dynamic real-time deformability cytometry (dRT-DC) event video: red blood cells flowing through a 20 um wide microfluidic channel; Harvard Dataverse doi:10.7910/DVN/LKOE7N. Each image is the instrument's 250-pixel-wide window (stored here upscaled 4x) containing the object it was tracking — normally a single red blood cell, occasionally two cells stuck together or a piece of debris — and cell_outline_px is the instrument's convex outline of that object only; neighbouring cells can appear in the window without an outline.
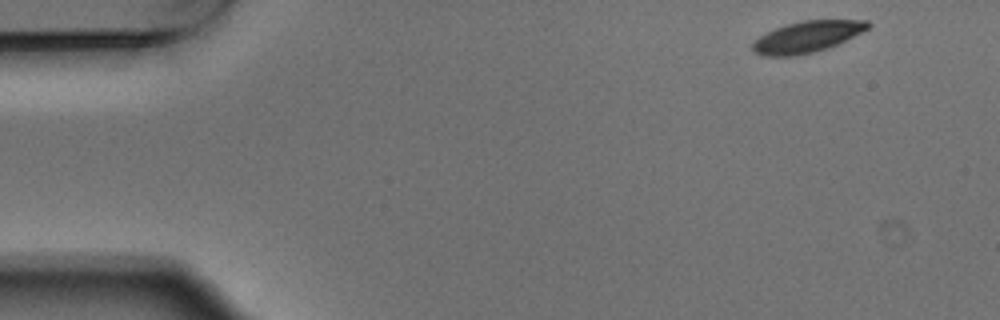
{"species": "Egyptian fruit bat (a non-hibernating species)", "species_latin": "Rousettus aegyptiacus", "temperature_condition": "warm", "stored_images_in_passage": 4, "camera_frame_rate_fps": 3000, "um_per_image_px": 0.085, "animal": {"sex": "male"}, "frame": {"image": 1, "passage_image": 1, "time_ms": 0.0, "image_size_px": [1000, 320], "cell_outline_px": [[872, 24], [868, 28], [828, 48], [796, 56], [764, 56], [756, 52], [752, 48], [752, 44], [760, 36], [776, 28], [788, 24], [804, 20], [868, 20]], "centroid_in_image_um": [68.6, 3.13], "position_along_channel_um": 16.4, "area_um2": 20.58}}
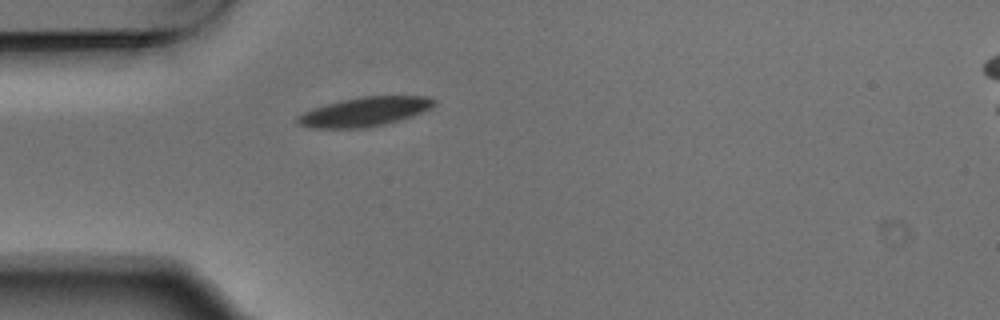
{"frame": {"image": 2, "passage_image": 4, "time_ms": 1.0, "image_size_px": [1000, 320], "cell_outline_px": [[436, 104], [432, 108], [412, 116], [384, 124], [368, 128], [312, 128], [296, 124], [296, 116], [304, 112], [340, 100], [360, 96], [428, 96], [436, 100]], "centroid_in_image_um": [31.01, 9.5], "position_along_channel_um": 54.0, "area_um2": 23.29}}